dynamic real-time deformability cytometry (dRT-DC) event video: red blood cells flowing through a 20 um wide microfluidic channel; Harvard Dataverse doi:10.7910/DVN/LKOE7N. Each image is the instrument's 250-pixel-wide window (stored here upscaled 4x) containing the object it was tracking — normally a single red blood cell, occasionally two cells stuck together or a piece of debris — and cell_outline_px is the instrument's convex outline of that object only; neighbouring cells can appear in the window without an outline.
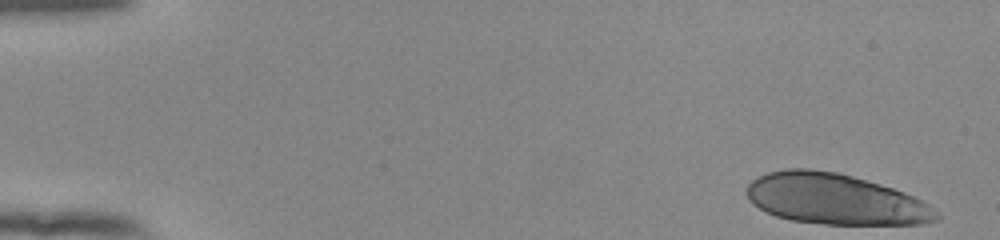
{"species": "human", "species_latin": "Homo sapiens", "temperature_condition": "room temperature", "stored_images_in_passage": 52, "camera_frame_rate_fps": 3000, "um_per_image_px": 0.085, "donor": {"sex": "female"}, "frame": {"image": 1, "passage_image": 1, "time_ms": 0.0, "image_size_px": [1000, 240], "cell_outline_px": [[940, 220], [924, 224], [824, 224], [792, 220], [776, 216], [752, 204], [748, 200], [748, 184], [752, 180], [768, 172], [788, 168], [808, 168], [836, 172], [852, 176], [892, 188], [904, 192], [928, 204], [940, 216]], "centroid_in_image_um": [70.99, 16.93], "position_along_channel_um": 14.0, "area_um2": 55.72}}
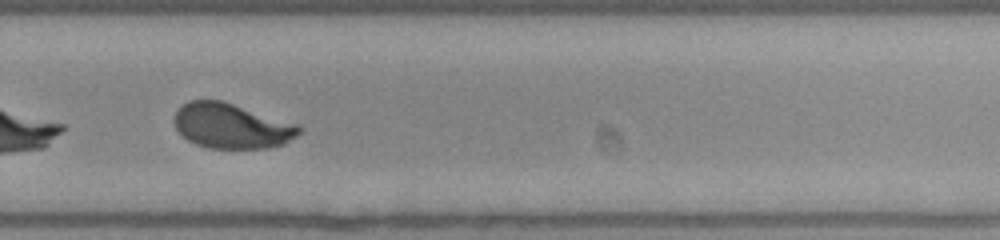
{"frame": {"image": 2, "passage_image": 36, "time_ms": 11.667, "image_size_px": [1000, 240], "cell_outline_px": [[304, 128], [296, 136], [284, 144], [268, 148], [208, 148], [196, 144], [188, 140], [176, 128], [172, 120], [176, 108], [188, 100], [220, 100], [300, 124]], "centroid_in_image_um": [19.68, 10.69], "position_along_channel_um": 310.1, "area_um2": 33.06}}
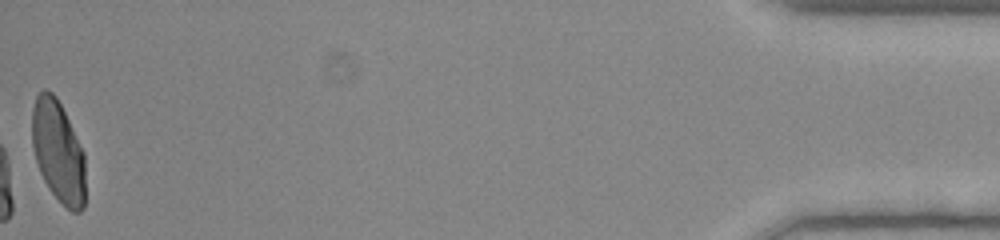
{"frame": {"image": 3, "passage_image": 52, "time_ms": 17.0, "image_size_px": [1000, 240], "cell_outline_px": [[84, 208], [80, 212], [72, 212], [48, 188], [40, 172], [36, 160], [32, 144], [32, 108], [36, 96], [44, 88], [52, 92], [56, 96], [84, 152]], "centroid_in_image_um": [4.93, 12.86], "position_along_channel_um": 430.3, "area_um2": 31.33}, "authors_computed_cell_mechanics": {"area_um2": 34.0153, "velocity_mm_per_s": 3.9088, "shape_relaxation_time_tau1_ms": 3.8487, "shape_relaxation_time_tau2_ms": null, "deformation_change_tau1": 0.1759, "deformation_change_tau2": null}}